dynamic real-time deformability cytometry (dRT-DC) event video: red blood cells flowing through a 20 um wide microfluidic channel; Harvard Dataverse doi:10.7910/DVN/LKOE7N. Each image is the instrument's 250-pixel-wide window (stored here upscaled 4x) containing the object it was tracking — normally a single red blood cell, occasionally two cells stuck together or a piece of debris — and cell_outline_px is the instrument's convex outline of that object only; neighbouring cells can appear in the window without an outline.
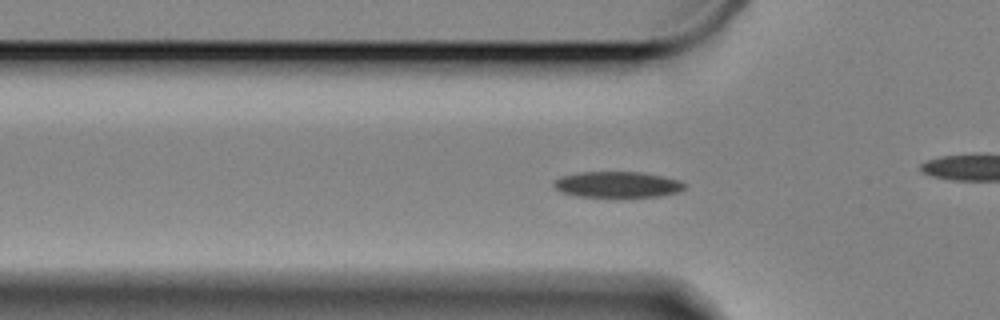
{"species": "Egyptian fruit bat (a non-hibernating species)", "species_latin": "Rousettus aegyptiacus", "temperature_condition": "cold", "stored_images_in_passage": 58, "camera_frame_rate_fps": 3000, "um_per_image_px": 0.085, "animal": {"sex": "female"}, "frame": {"image": 1, "passage_image": 16, "time_ms": 5.0, "image_size_px": [1000, 320], "cell_outline_px": [[688, 184], [680, 192], [660, 196], [576, 196], [560, 192], [552, 184], [552, 180], [560, 176], [580, 172], [644, 172], [664, 176], [680, 180]], "centroid_in_image_um": [52.49, 15.67], "position_along_channel_um": 73.3, "area_um2": 19.94}}
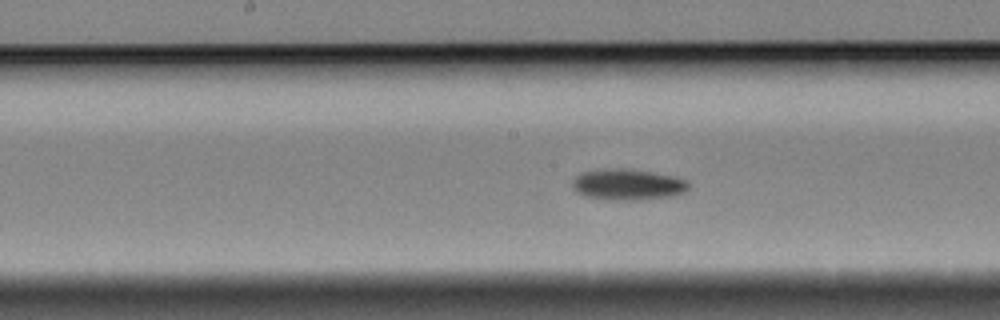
{"frame": {"image": 2, "passage_image": 27, "time_ms": 8.667, "image_size_px": [1000, 320], "cell_outline_px": [[688, 188], [684, 192], [672, 196], [636, 200], [608, 200], [584, 196], [576, 192], [572, 188], [572, 180], [580, 172], [604, 168], [624, 168], [676, 176], [688, 180]], "centroid_in_image_um": [53.32, 15.68], "position_along_channel_um": 194.9, "area_um2": 21.33}}
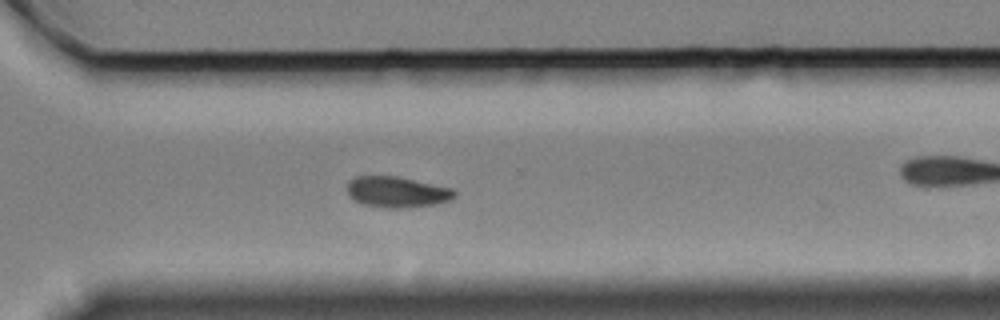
{"frame": {"image": 3, "passage_image": 40, "time_ms": 13.0, "image_size_px": [1000, 320], "cell_outline_px": [[456, 196], [452, 200], [436, 204], [408, 208], [384, 208], [364, 204], [356, 200], [348, 192], [348, 180], [356, 176], [396, 176], [452, 188], [456, 192]], "centroid_in_image_um": [33.79, 16.32], "position_along_channel_um": 336.8, "area_um2": 19.31}, "authors_computed_cell_mechanics": {"area_um2": 19.5942, "velocity_mm_per_s": 3.2817, "shape_relaxation_time_tau1_ms": 2.6772, "shape_relaxation_time_tau2_ms": null, "deformation_change_tau1": 0.1053, "deformation_change_tau2": null}}